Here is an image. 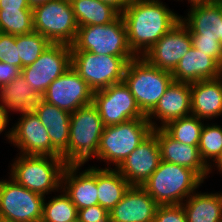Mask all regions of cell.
Segmentation results:
<instances>
[{
	"label": "cell",
	"instance_id": "cell-43",
	"mask_svg": "<svg viewBox=\"0 0 222 222\" xmlns=\"http://www.w3.org/2000/svg\"><path fill=\"white\" fill-rule=\"evenodd\" d=\"M29 5L31 6V8L37 6V5H40V4H43V3H46L50 0H27Z\"/></svg>",
	"mask_w": 222,
	"mask_h": 222
},
{
	"label": "cell",
	"instance_id": "cell-28",
	"mask_svg": "<svg viewBox=\"0 0 222 222\" xmlns=\"http://www.w3.org/2000/svg\"><path fill=\"white\" fill-rule=\"evenodd\" d=\"M78 27L109 24L121 13L100 0H70Z\"/></svg>",
	"mask_w": 222,
	"mask_h": 222
},
{
	"label": "cell",
	"instance_id": "cell-21",
	"mask_svg": "<svg viewBox=\"0 0 222 222\" xmlns=\"http://www.w3.org/2000/svg\"><path fill=\"white\" fill-rule=\"evenodd\" d=\"M160 149L161 160L195 171L203 180L208 179L209 168L202 161L198 146L180 143L163 128L153 129Z\"/></svg>",
	"mask_w": 222,
	"mask_h": 222
},
{
	"label": "cell",
	"instance_id": "cell-17",
	"mask_svg": "<svg viewBox=\"0 0 222 222\" xmlns=\"http://www.w3.org/2000/svg\"><path fill=\"white\" fill-rule=\"evenodd\" d=\"M189 115H191L190 84L173 81L146 117L153 129H156L162 128L172 120ZM153 118H156V121ZM158 120L161 121L160 125L156 123Z\"/></svg>",
	"mask_w": 222,
	"mask_h": 222
},
{
	"label": "cell",
	"instance_id": "cell-6",
	"mask_svg": "<svg viewBox=\"0 0 222 222\" xmlns=\"http://www.w3.org/2000/svg\"><path fill=\"white\" fill-rule=\"evenodd\" d=\"M124 83L130 89L140 110L147 115L174 81L172 73L136 57L127 64Z\"/></svg>",
	"mask_w": 222,
	"mask_h": 222
},
{
	"label": "cell",
	"instance_id": "cell-42",
	"mask_svg": "<svg viewBox=\"0 0 222 222\" xmlns=\"http://www.w3.org/2000/svg\"><path fill=\"white\" fill-rule=\"evenodd\" d=\"M213 166H214V169H215V167H217V170L219 171L220 174L222 173V152H221L219 158L213 163Z\"/></svg>",
	"mask_w": 222,
	"mask_h": 222
},
{
	"label": "cell",
	"instance_id": "cell-2",
	"mask_svg": "<svg viewBox=\"0 0 222 222\" xmlns=\"http://www.w3.org/2000/svg\"><path fill=\"white\" fill-rule=\"evenodd\" d=\"M204 180L192 169L161 160L142 186L160 205L182 204Z\"/></svg>",
	"mask_w": 222,
	"mask_h": 222
},
{
	"label": "cell",
	"instance_id": "cell-35",
	"mask_svg": "<svg viewBox=\"0 0 222 222\" xmlns=\"http://www.w3.org/2000/svg\"><path fill=\"white\" fill-rule=\"evenodd\" d=\"M0 62L15 65L22 70V63L16 46V35L0 32Z\"/></svg>",
	"mask_w": 222,
	"mask_h": 222
},
{
	"label": "cell",
	"instance_id": "cell-39",
	"mask_svg": "<svg viewBox=\"0 0 222 222\" xmlns=\"http://www.w3.org/2000/svg\"><path fill=\"white\" fill-rule=\"evenodd\" d=\"M0 9L32 10L27 0H0Z\"/></svg>",
	"mask_w": 222,
	"mask_h": 222
},
{
	"label": "cell",
	"instance_id": "cell-4",
	"mask_svg": "<svg viewBox=\"0 0 222 222\" xmlns=\"http://www.w3.org/2000/svg\"><path fill=\"white\" fill-rule=\"evenodd\" d=\"M104 124L97 108L92 104L81 107L71 114L67 164H86L97 159Z\"/></svg>",
	"mask_w": 222,
	"mask_h": 222
},
{
	"label": "cell",
	"instance_id": "cell-13",
	"mask_svg": "<svg viewBox=\"0 0 222 222\" xmlns=\"http://www.w3.org/2000/svg\"><path fill=\"white\" fill-rule=\"evenodd\" d=\"M41 98L72 114L77 109L92 104L93 91L71 66L48 86Z\"/></svg>",
	"mask_w": 222,
	"mask_h": 222
},
{
	"label": "cell",
	"instance_id": "cell-12",
	"mask_svg": "<svg viewBox=\"0 0 222 222\" xmlns=\"http://www.w3.org/2000/svg\"><path fill=\"white\" fill-rule=\"evenodd\" d=\"M92 103L97 108L104 126L146 117L124 81L93 92Z\"/></svg>",
	"mask_w": 222,
	"mask_h": 222
},
{
	"label": "cell",
	"instance_id": "cell-18",
	"mask_svg": "<svg viewBox=\"0 0 222 222\" xmlns=\"http://www.w3.org/2000/svg\"><path fill=\"white\" fill-rule=\"evenodd\" d=\"M80 167L82 165L67 164L61 186L77 210L98 204L97 167L90 166L81 172Z\"/></svg>",
	"mask_w": 222,
	"mask_h": 222
},
{
	"label": "cell",
	"instance_id": "cell-8",
	"mask_svg": "<svg viewBox=\"0 0 222 222\" xmlns=\"http://www.w3.org/2000/svg\"><path fill=\"white\" fill-rule=\"evenodd\" d=\"M134 58L71 51L72 67L93 92L122 82L127 64Z\"/></svg>",
	"mask_w": 222,
	"mask_h": 222
},
{
	"label": "cell",
	"instance_id": "cell-30",
	"mask_svg": "<svg viewBox=\"0 0 222 222\" xmlns=\"http://www.w3.org/2000/svg\"><path fill=\"white\" fill-rule=\"evenodd\" d=\"M198 149L202 161L209 168V172L212 173L213 166L211 163H214L222 152V126L217 125V123L204 124Z\"/></svg>",
	"mask_w": 222,
	"mask_h": 222
},
{
	"label": "cell",
	"instance_id": "cell-25",
	"mask_svg": "<svg viewBox=\"0 0 222 222\" xmlns=\"http://www.w3.org/2000/svg\"><path fill=\"white\" fill-rule=\"evenodd\" d=\"M187 222H222V192L195 191L183 203Z\"/></svg>",
	"mask_w": 222,
	"mask_h": 222
},
{
	"label": "cell",
	"instance_id": "cell-31",
	"mask_svg": "<svg viewBox=\"0 0 222 222\" xmlns=\"http://www.w3.org/2000/svg\"><path fill=\"white\" fill-rule=\"evenodd\" d=\"M60 195L44 200L41 222H68L77 220L78 210L70 197L60 189Z\"/></svg>",
	"mask_w": 222,
	"mask_h": 222
},
{
	"label": "cell",
	"instance_id": "cell-16",
	"mask_svg": "<svg viewBox=\"0 0 222 222\" xmlns=\"http://www.w3.org/2000/svg\"><path fill=\"white\" fill-rule=\"evenodd\" d=\"M161 162L157 137L152 132L116 168L131 186H143Z\"/></svg>",
	"mask_w": 222,
	"mask_h": 222
},
{
	"label": "cell",
	"instance_id": "cell-45",
	"mask_svg": "<svg viewBox=\"0 0 222 222\" xmlns=\"http://www.w3.org/2000/svg\"><path fill=\"white\" fill-rule=\"evenodd\" d=\"M219 41L222 46V20H219Z\"/></svg>",
	"mask_w": 222,
	"mask_h": 222
},
{
	"label": "cell",
	"instance_id": "cell-44",
	"mask_svg": "<svg viewBox=\"0 0 222 222\" xmlns=\"http://www.w3.org/2000/svg\"><path fill=\"white\" fill-rule=\"evenodd\" d=\"M180 1V0H177ZM214 0H188V3H190V5H194V4H200V3H207V2H212Z\"/></svg>",
	"mask_w": 222,
	"mask_h": 222
},
{
	"label": "cell",
	"instance_id": "cell-38",
	"mask_svg": "<svg viewBox=\"0 0 222 222\" xmlns=\"http://www.w3.org/2000/svg\"><path fill=\"white\" fill-rule=\"evenodd\" d=\"M21 74V69L15 65L0 62V87L13 81Z\"/></svg>",
	"mask_w": 222,
	"mask_h": 222
},
{
	"label": "cell",
	"instance_id": "cell-26",
	"mask_svg": "<svg viewBox=\"0 0 222 222\" xmlns=\"http://www.w3.org/2000/svg\"><path fill=\"white\" fill-rule=\"evenodd\" d=\"M41 97L29 86L20 74L10 83L0 87V106L9 112L33 111L35 104Z\"/></svg>",
	"mask_w": 222,
	"mask_h": 222
},
{
	"label": "cell",
	"instance_id": "cell-23",
	"mask_svg": "<svg viewBox=\"0 0 222 222\" xmlns=\"http://www.w3.org/2000/svg\"><path fill=\"white\" fill-rule=\"evenodd\" d=\"M190 89L191 115L203 121L222 116V75L191 83Z\"/></svg>",
	"mask_w": 222,
	"mask_h": 222
},
{
	"label": "cell",
	"instance_id": "cell-27",
	"mask_svg": "<svg viewBox=\"0 0 222 222\" xmlns=\"http://www.w3.org/2000/svg\"><path fill=\"white\" fill-rule=\"evenodd\" d=\"M130 183L113 168L97 167L98 204L110 212L123 198Z\"/></svg>",
	"mask_w": 222,
	"mask_h": 222
},
{
	"label": "cell",
	"instance_id": "cell-32",
	"mask_svg": "<svg viewBox=\"0 0 222 222\" xmlns=\"http://www.w3.org/2000/svg\"><path fill=\"white\" fill-rule=\"evenodd\" d=\"M33 31L32 10L0 9L1 33L22 35Z\"/></svg>",
	"mask_w": 222,
	"mask_h": 222
},
{
	"label": "cell",
	"instance_id": "cell-7",
	"mask_svg": "<svg viewBox=\"0 0 222 222\" xmlns=\"http://www.w3.org/2000/svg\"><path fill=\"white\" fill-rule=\"evenodd\" d=\"M71 51L119 57H137L128 44L124 20L120 15L109 24L81 26L77 30Z\"/></svg>",
	"mask_w": 222,
	"mask_h": 222
},
{
	"label": "cell",
	"instance_id": "cell-20",
	"mask_svg": "<svg viewBox=\"0 0 222 222\" xmlns=\"http://www.w3.org/2000/svg\"><path fill=\"white\" fill-rule=\"evenodd\" d=\"M158 204L142 186H130L109 212L111 222H153Z\"/></svg>",
	"mask_w": 222,
	"mask_h": 222
},
{
	"label": "cell",
	"instance_id": "cell-15",
	"mask_svg": "<svg viewBox=\"0 0 222 222\" xmlns=\"http://www.w3.org/2000/svg\"><path fill=\"white\" fill-rule=\"evenodd\" d=\"M18 122L11 128V144L23 155L52 156L48 130L34 111L19 113Z\"/></svg>",
	"mask_w": 222,
	"mask_h": 222
},
{
	"label": "cell",
	"instance_id": "cell-1",
	"mask_svg": "<svg viewBox=\"0 0 222 222\" xmlns=\"http://www.w3.org/2000/svg\"><path fill=\"white\" fill-rule=\"evenodd\" d=\"M128 44L142 57L163 35L181 21V16L161 0H133L121 13Z\"/></svg>",
	"mask_w": 222,
	"mask_h": 222
},
{
	"label": "cell",
	"instance_id": "cell-40",
	"mask_svg": "<svg viewBox=\"0 0 222 222\" xmlns=\"http://www.w3.org/2000/svg\"><path fill=\"white\" fill-rule=\"evenodd\" d=\"M9 118V114L0 106V134L5 131L4 135L7 141L9 140V143H11V128L9 127L8 131L6 130L10 122Z\"/></svg>",
	"mask_w": 222,
	"mask_h": 222
},
{
	"label": "cell",
	"instance_id": "cell-10",
	"mask_svg": "<svg viewBox=\"0 0 222 222\" xmlns=\"http://www.w3.org/2000/svg\"><path fill=\"white\" fill-rule=\"evenodd\" d=\"M44 200L10 177L0 180V222H41Z\"/></svg>",
	"mask_w": 222,
	"mask_h": 222
},
{
	"label": "cell",
	"instance_id": "cell-36",
	"mask_svg": "<svg viewBox=\"0 0 222 222\" xmlns=\"http://www.w3.org/2000/svg\"><path fill=\"white\" fill-rule=\"evenodd\" d=\"M153 222H187L182 204L158 206Z\"/></svg>",
	"mask_w": 222,
	"mask_h": 222
},
{
	"label": "cell",
	"instance_id": "cell-3",
	"mask_svg": "<svg viewBox=\"0 0 222 222\" xmlns=\"http://www.w3.org/2000/svg\"><path fill=\"white\" fill-rule=\"evenodd\" d=\"M66 165L62 157L19 154L8 174L16 183L46 198L60 191Z\"/></svg>",
	"mask_w": 222,
	"mask_h": 222
},
{
	"label": "cell",
	"instance_id": "cell-29",
	"mask_svg": "<svg viewBox=\"0 0 222 222\" xmlns=\"http://www.w3.org/2000/svg\"><path fill=\"white\" fill-rule=\"evenodd\" d=\"M203 122L198 117L189 115L172 120L162 128L180 143L198 146Z\"/></svg>",
	"mask_w": 222,
	"mask_h": 222
},
{
	"label": "cell",
	"instance_id": "cell-33",
	"mask_svg": "<svg viewBox=\"0 0 222 222\" xmlns=\"http://www.w3.org/2000/svg\"><path fill=\"white\" fill-rule=\"evenodd\" d=\"M51 42L38 32L16 35L18 56L21 59L22 69L34 63Z\"/></svg>",
	"mask_w": 222,
	"mask_h": 222
},
{
	"label": "cell",
	"instance_id": "cell-37",
	"mask_svg": "<svg viewBox=\"0 0 222 222\" xmlns=\"http://www.w3.org/2000/svg\"><path fill=\"white\" fill-rule=\"evenodd\" d=\"M77 219L79 222H111L109 212L99 204L79 209Z\"/></svg>",
	"mask_w": 222,
	"mask_h": 222
},
{
	"label": "cell",
	"instance_id": "cell-24",
	"mask_svg": "<svg viewBox=\"0 0 222 222\" xmlns=\"http://www.w3.org/2000/svg\"><path fill=\"white\" fill-rule=\"evenodd\" d=\"M186 17L181 22L191 35L215 34L219 38V20H222V1L190 5Z\"/></svg>",
	"mask_w": 222,
	"mask_h": 222
},
{
	"label": "cell",
	"instance_id": "cell-5",
	"mask_svg": "<svg viewBox=\"0 0 222 222\" xmlns=\"http://www.w3.org/2000/svg\"><path fill=\"white\" fill-rule=\"evenodd\" d=\"M153 132L147 117L105 126L100 138L97 160L111 163L116 169L129 154Z\"/></svg>",
	"mask_w": 222,
	"mask_h": 222
},
{
	"label": "cell",
	"instance_id": "cell-14",
	"mask_svg": "<svg viewBox=\"0 0 222 222\" xmlns=\"http://www.w3.org/2000/svg\"><path fill=\"white\" fill-rule=\"evenodd\" d=\"M191 47V33L180 21L142 57L149 64L172 73Z\"/></svg>",
	"mask_w": 222,
	"mask_h": 222
},
{
	"label": "cell",
	"instance_id": "cell-22",
	"mask_svg": "<svg viewBox=\"0 0 222 222\" xmlns=\"http://www.w3.org/2000/svg\"><path fill=\"white\" fill-rule=\"evenodd\" d=\"M222 75V65L213 57L206 55L193 46L172 72L174 81L195 83L200 80L214 79Z\"/></svg>",
	"mask_w": 222,
	"mask_h": 222
},
{
	"label": "cell",
	"instance_id": "cell-19",
	"mask_svg": "<svg viewBox=\"0 0 222 222\" xmlns=\"http://www.w3.org/2000/svg\"><path fill=\"white\" fill-rule=\"evenodd\" d=\"M33 111L48 130L52 144V156L62 157L67 163L71 114L42 98L35 104Z\"/></svg>",
	"mask_w": 222,
	"mask_h": 222
},
{
	"label": "cell",
	"instance_id": "cell-9",
	"mask_svg": "<svg viewBox=\"0 0 222 222\" xmlns=\"http://www.w3.org/2000/svg\"><path fill=\"white\" fill-rule=\"evenodd\" d=\"M33 28L51 43L72 45L78 24L70 0H50L32 8Z\"/></svg>",
	"mask_w": 222,
	"mask_h": 222
},
{
	"label": "cell",
	"instance_id": "cell-34",
	"mask_svg": "<svg viewBox=\"0 0 222 222\" xmlns=\"http://www.w3.org/2000/svg\"><path fill=\"white\" fill-rule=\"evenodd\" d=\"M192 46L215 58L222 65V46L215 34L191 35Z\"/></svg>",
	"mask_w": 222,
	"mask_h": 222
},
{
	"label": "cell",
	"instance_id": "cell-11",
	"mask_svg": "<svg viewBox=\"0 0 222 222\" xmlns=\"http://www.w3.org/2000/svg\"><path fill=\"white\" fill-rule=\"evenodd\" d=\"M71 66V46L51 43L34 63L23 67L21 75L42 97L48 86Z\"/></svg>",
	"mask_w": 222,
	"mask_h": 222
},
{
	"label": "cell",
	"instance_id": "cell-41",
	"mask_svg": "<svg viewBox=\"0 0 222 222\" xmlns=\"http://www.w3.org/2000/svg\"><path fill=\"white\" fill-rule=\"evenodd\" d=\"M104 3H107L117 9L120 13H122L125 8L133 1V0H100Z\"/></svg>",
	"mask_w": 222,
	"mask_h": 222
},
{
	"label": "cell",
	"instance_id": "cell-46",
	"mask_svg": "<svg viewBox=\"0 0 222 222\" xmlns=\"http://www.w3.org/2000/svg\"><path fill=\"white\" fill-rule=\"evenodd\" d=\"M68 222H79L78 219L77 220H73V221H68Z\"/></svg>",
	"mask_w": 222,
	"mask_h": 222
}]
</instances>
